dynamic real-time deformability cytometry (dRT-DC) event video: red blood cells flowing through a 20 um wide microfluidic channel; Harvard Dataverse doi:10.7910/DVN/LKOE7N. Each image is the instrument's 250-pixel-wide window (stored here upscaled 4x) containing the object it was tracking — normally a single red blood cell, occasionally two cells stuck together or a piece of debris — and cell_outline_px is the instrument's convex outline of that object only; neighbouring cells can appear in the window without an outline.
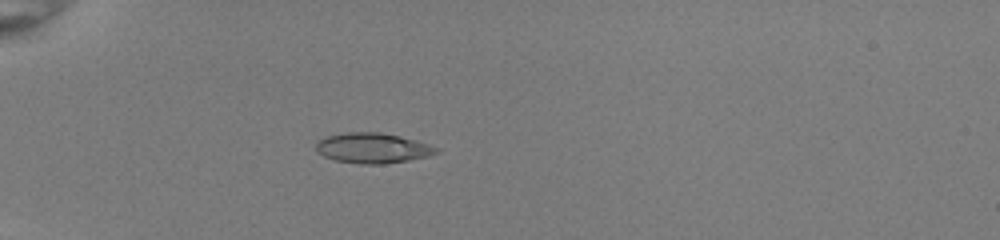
{"species": "common noctule bat (a hibernating species)", "species_latin": "Nyctalus noctula", "temperature_condition": "room temperature", "stored_images_in_passage": 53, "camera_frame_rate_fps": 3000, "um_per_image_px": 0.085, "animal": {"sex": "female", "body_mass_g": 22.0, "forearm_length_mm": 56.7}, "frame": {"image": 1, "passage_image": 18, "time_ms": 5.667, "image_size_px": [1000, 240], "cell_outline_px": [[440, 152], [428, 156], [408, 160], [384, 164], [360, 164], [336, 160], [324, 156], [316, 152], [316, 140], [324, 136], [348, 132], [380, 132], [400, 136], [416, 140], [440, 148]], "centroid_in_image_um": [31.66, 12.58], "position_along_channel_um": 53.3, "area_um2": 21.39}}
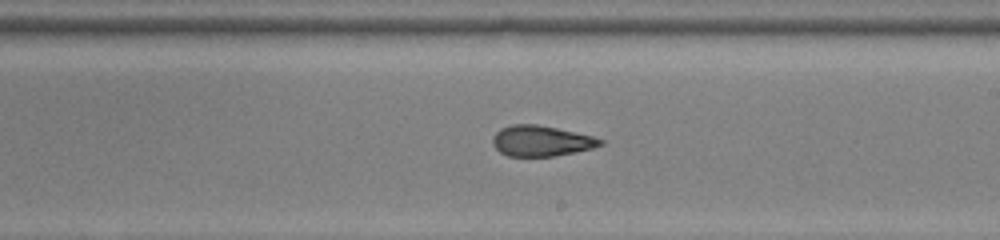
{"frame": {"image": 2, "passage_image": 34, "time_ms": 11.0, "image_size_px": [1000, 240], "cell_outline_px": [[604, 144], [592, 148], [552, 156], [508, 156], [500, 152], [492, 144], [492, 136], [500, 128], [512, 124], [536, 124], [556, 128], [592, 136], [604, 140]], "centroid_in_image_um": [45.96, 11.97], "position_along_channel_um": 243.0, "area_um2": 19.07}}
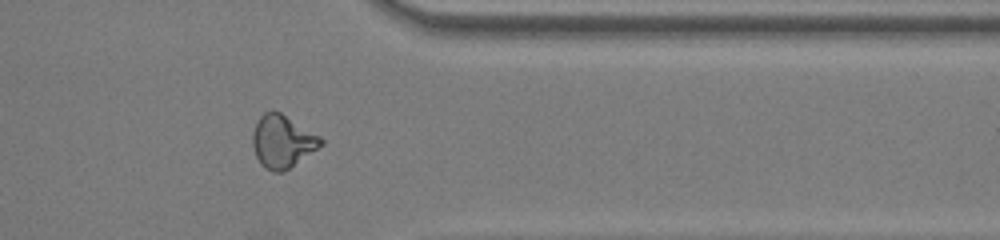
{"frame": {"image": 3, "passage_image": 45, "time_ms": 14.667, "image_size_px": [1000, 240], "cell_outline_px": [[324, 144], [284, 172], [272, 172], [264, 168], [260, 164], [256, 156], [252, 144], [252, 132], [256, 120], [264, 112], [280, 112], [320, 136], [324, 140]], "centroid_in_image_um": [23.99, 12.04], "position_along_channel_um": 387.4, "area_um2": 21.04}, "authors_computed_cell_mechanics": {"area_um2": 20.6924, "velocity_mm_per_s": 4.0196, "shape_relaxation_time_tau1_ms": null, "shape_relaxation_time_tau2_ms": 1.7795, "deformation_change_tau1": null, "deformation_change_tau2": 0.0783}}